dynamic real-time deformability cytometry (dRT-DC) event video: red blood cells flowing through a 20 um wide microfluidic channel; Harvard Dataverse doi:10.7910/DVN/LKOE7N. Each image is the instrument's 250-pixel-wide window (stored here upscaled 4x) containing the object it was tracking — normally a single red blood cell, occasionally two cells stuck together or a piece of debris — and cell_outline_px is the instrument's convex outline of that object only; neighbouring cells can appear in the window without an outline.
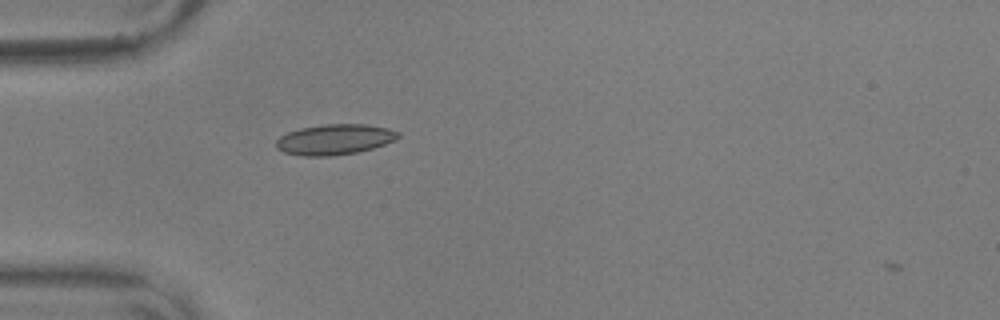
{"species": "common noctule bat (a hibernating species)", "species_latin": "Nyctalus noctula", "temperature_condition": "warm", "stored_images_in_passage": 12, "camera_frame_rate_fps": 3000, "um_per_image_px": 0.085, "animal": {"sex": "male", "body_mass_g": 17.9, "forearm_length_mm": 54.2}, "frame": {"image": 1, "passage_image": 2, "time_ms": 0.333, "image_size_px": [1000, 320], "cell_outline_px": [[400, 136], [396, 140], [372, 148], [356, 152], [332, 156], [304, 156], [284, 152], [276, 148], [276, 140], [280, 136], [288, 132], [300, 128], [324, 124], [364, 124], [388, 128], [400, 132]], "centroid_in_image_um": [28.45, 11.85], "position_along_channel_um": 56.6, "area_um2": 21.68}}
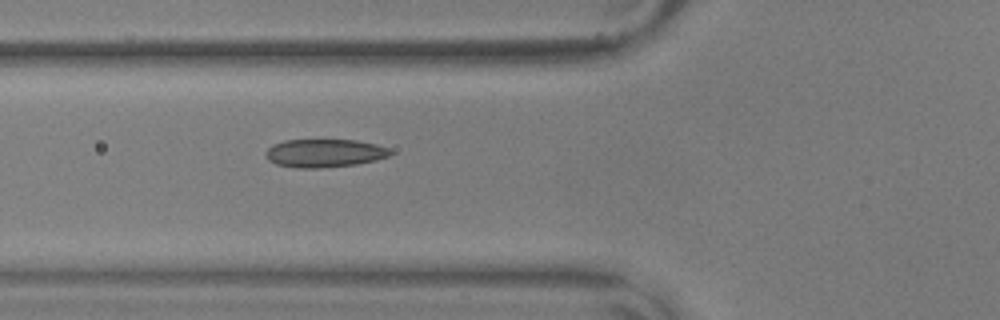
{"frame": {"image": 2, "passage_image": 6, "time_ms": 1.667, "image_size_px": [1000, 320], "cell_outline_px": [[392, 152], [388, 156], [376, 160], [356, 164], [320, 168], [296, 168], [276, 164], [268, 160], [264, 152], [272, 144], [284, 140], [356, 140], [376, 144], [388, 148]], "centroid_in_image_um": [27.54, 13.01], "position_along_channel_um": 98.3, "area_um2": 20.52}}
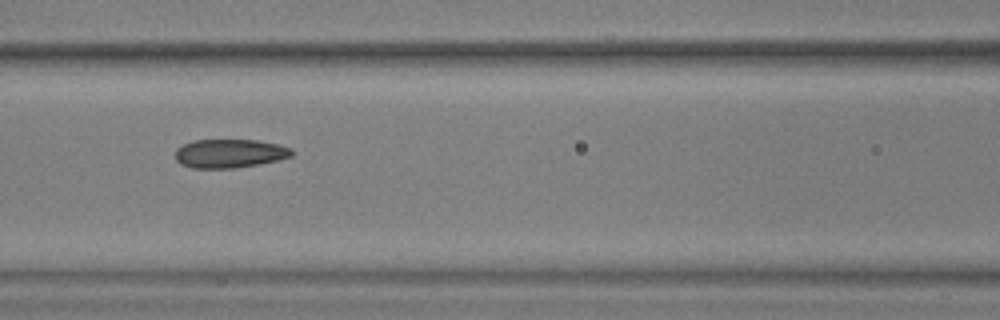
{"frame": {"image": 3, "passage_image": 10, "time_ms": 3.0, "image_size_px": [1000, 320], "cell_outline_px": [[292, 156], [276, 160], [236, 168], [192, 168], [180, 164], [176, 160], [176, 148], [184, 144], [196, 140], [256, 140], [276, 144], [292, 148]], "centroid_in_image_um": [19.49, 13.04], "position_along_channel_um": 147.1, "area_um2": 19.31}}